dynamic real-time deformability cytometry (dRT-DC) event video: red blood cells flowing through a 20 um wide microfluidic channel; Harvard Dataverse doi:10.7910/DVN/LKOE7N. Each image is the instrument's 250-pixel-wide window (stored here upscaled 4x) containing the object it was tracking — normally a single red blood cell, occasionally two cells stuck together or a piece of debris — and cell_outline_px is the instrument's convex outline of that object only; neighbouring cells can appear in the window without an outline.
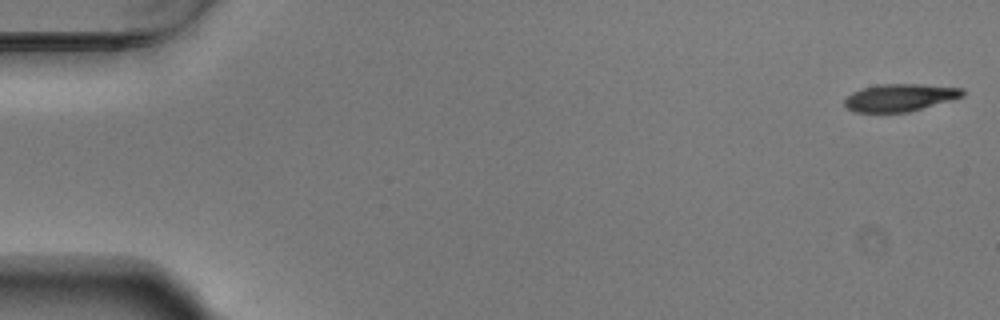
{"species": "Egyptian fruit bat (a non-hibernating species)", "species_latin": "Rousettus aegyptiacus", "temperature_condition": "warm", "stored_images_in_passage": 55, "camera_frame_rate_fps": 3000, "um_per_image_px": 0.085, "animal": {"sex": "male"}, "frame": {"image": 1, "passage_image": 1, "time_ms": 0.0, "image_size_px": [1000, 320], "cell_outline_px": [[964, 96], [952, 100], [908, 112], [856, 112], [848, 108], [844, 104], [844, 100], [852, 92], [860, 88], [880, 84], [920, 84], [964, 88]], "centroid_in_image_um": [76.5, 8.29], "position_along_channel_um": 8.5, "area_um2": 18.9}}
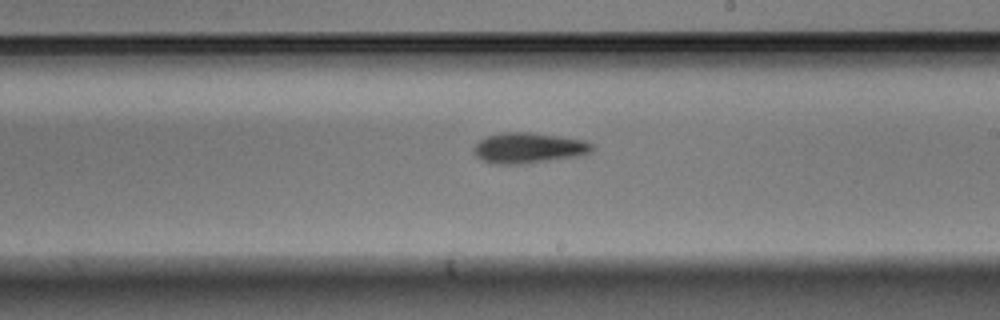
{"frame": {"image": 2, "passage_image": 32, "time_ms": 10.333, "image_size_px": [1000, 320], "cell_outline_px": [[596, 148], [592, 152], [580, 156], [520, 164], [492, 164], [480, 160], [472, 152], [472, 148], [480, 140], [488, 136], [504, 132], [532, 132], [560, 136], [584, 140], [596, 144]], "centroid_in_image_um": [44.96, 12.58], "position_along_channel_um": 244.0, "area_um2": 21.44}}
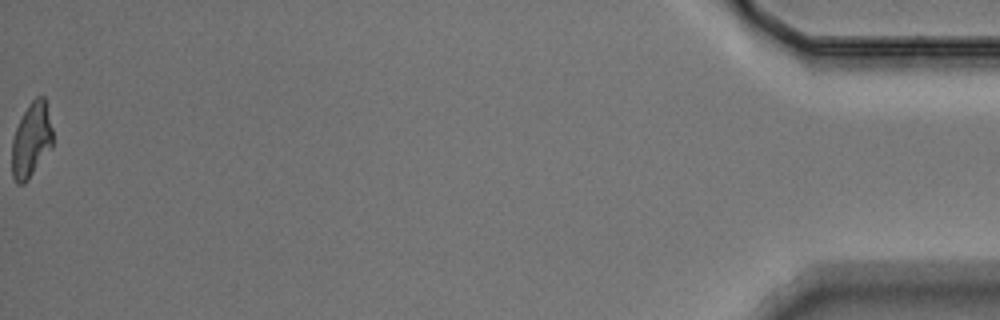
{"frame": {"image": 3, "passage_image": 55, "time_ms": 18.0, "image_size_px": [1000, 320], "cell_outline_px": [[52, 148], [28, 180], [24, 184], [16, 184], [12, 176], [12, 140], [16, 128], [28, 104], [36, 96], [44, 96], [52, 128]], "centroid_in_image_um": [2.66, 11.93], "position_along_channel_um": 432.5, "area_um2": 17.8}, "authors_computed_cell_mechanics": {"area_um2": 19.5364, "velocity_mm_per_s": 3.7176, "shape_relaxation_time_tau1_ms": 3.113, "shape_relaxation_time_tau2_ms": null, "deformation_change_tau1": 0.1389, "deformation_change_tau2": null}}